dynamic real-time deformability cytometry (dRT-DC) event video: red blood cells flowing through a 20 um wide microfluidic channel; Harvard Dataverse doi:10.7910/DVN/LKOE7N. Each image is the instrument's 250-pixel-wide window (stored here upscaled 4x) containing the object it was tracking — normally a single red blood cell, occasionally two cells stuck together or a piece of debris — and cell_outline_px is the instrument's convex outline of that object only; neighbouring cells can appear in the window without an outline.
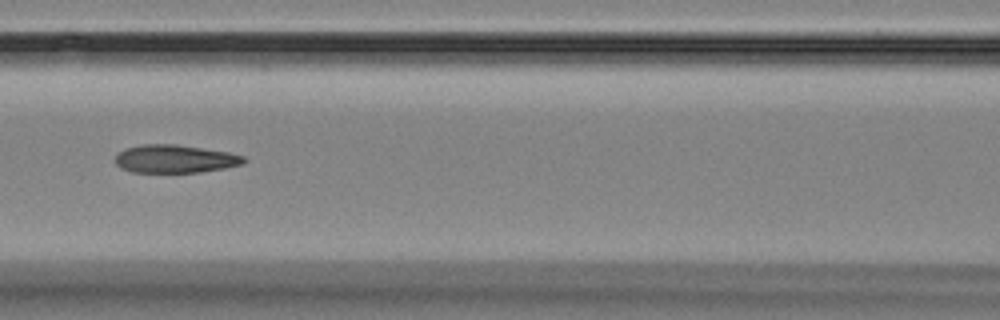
{"species": "Egyptian fruit bat (a non-hibernating species)", "species_latin": "Rousettus aegyptiacus", "temperature_condition": "room temperature", "stored_images_in_passage": 11, "camera_frame_rate_fps": 3000, "um_per_image_px": 0.085, "animal": {"sex": "female"}, "frame": {"image": 1, "passage_image": 7, "time_ms": 6.667, "image_size_px": [1000, 320], "cell_outline_px": [[248, 160], [244, 164], [224, 168], [200, 172], [132, 172], [120, 168], [116, 164], [116, 156], [124, 148], [140, 144], [176, 144], [228, 152], [244, 156]], "centroid_in_image_um": [14.88, 13.5], "position_along_channel_um": 151.7, "area_um2": 21.1}}
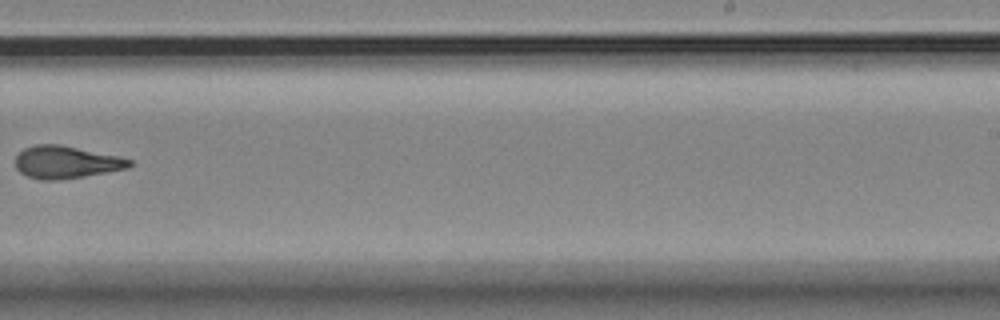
{"frame": {"image": 2, "passage_image": 10, "time_ms": 10.333, "image_size_px": [1000, 320], "cell_outline_px": [[132, 164], [128, 168], [84, 176], [56, 180], [40, 180], [28, 176], [20, 172], [16, 168], [16, 156], [24, 148], [36, 144], [60, 144], [120, 156], [132, 160]], "centroid_in_image_um": [5.62, 13.77], "position_along_channel_um": 283.4, "area_um2": 21.56}}
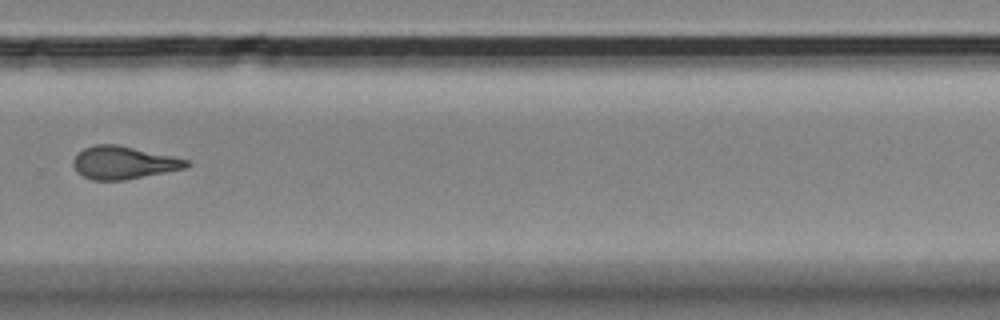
{"frame": {"image": 3, "passage_image": 11, "time_ms": 11.333, "image_size_px": [1000, 320], "cell_outline_px": [[192, 164], [188, 168], [124, 180], [92, 180], [76, 172], [72, 164], [72, 160], [76, 152], [84, 148], [96, 144], [116, 144], [172, 156], [188, 160]], "centroid_in_image_um": [10.48, 13.82], "position_along_channel_um": 319.3, "area_um2": 21.79}}